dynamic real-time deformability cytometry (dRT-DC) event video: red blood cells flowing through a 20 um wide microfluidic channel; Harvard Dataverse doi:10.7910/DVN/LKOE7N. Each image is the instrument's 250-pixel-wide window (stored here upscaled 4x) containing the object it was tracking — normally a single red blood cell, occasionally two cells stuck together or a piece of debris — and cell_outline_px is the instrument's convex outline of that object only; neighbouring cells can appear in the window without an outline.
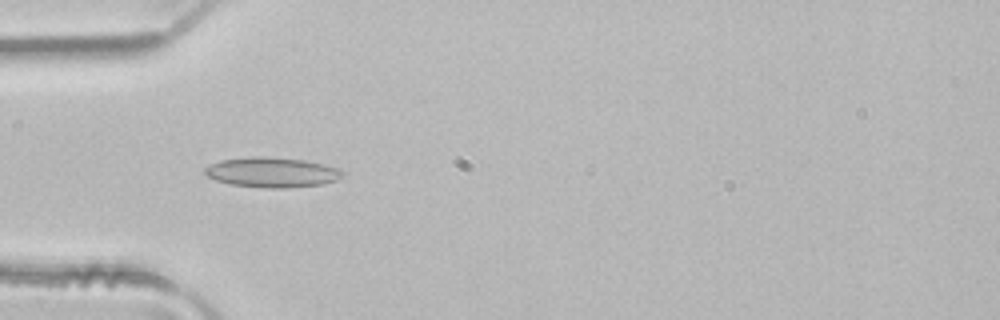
{"species": "common noctule bat (a hibernating species)", "species_latin": "Nyctalus noctula", "temperature_condition": "room temperature", "stored_images_in_passage": 5, "camera_frame_rate_fps": 3000, "um_per_image_px": 0.085, "animal": {"sex": "male", "body_mass_g": 21.5, "forearm_length_mm": 52.0}, "frame": {"image": 1, "passage_image": 3, "time_ms": 0.667, "image_size_px": [1000, 320], "cell_outline_px": [[344, 172], [336, 180], [320, 184], [288, 188], [268, 188], [228, 184], [216, 180], [208, 176], [204, 172], [204, 168], [220, 160], [252, 156], [264, 156], [304, 160], [324, 164], [340, 168]], "centroid_in_image_um": [23.1, 14.64], "position_along_channel_um": 61.9, "area_um2": 24.04}}
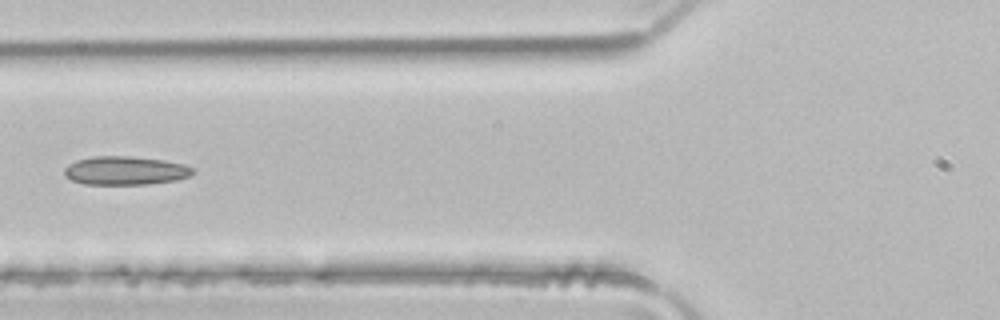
{"frame": {"image": 2, "passage_image": 4, "time_ms": 1.0, "image_size_px": [1000, 320], "cell_outline_px": [[192, 172], [188, 176], [176, 180], [148, 184], [84, 184], [72, 180], [64, 172], [64, 168], [68, 164], [76, 160], [92, 156], [132, 156], [164, 160], [184, 164], [192, 168]], "centroid_in_image_um": [10.62, 14.49], "position_along_channel_um": 115.2, "area_um2": 21.27}}
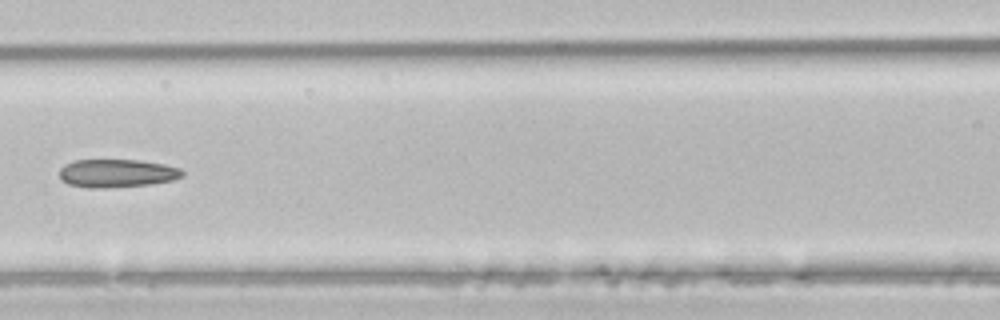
{"frame": {"image": 3, "passage_image": 5, "time_ms": 1.333, "image_size_px": [1000, 320], "cell_outline_px": [[184, 176], [172, 180], [148, 184], [104, 188], [88, 188], [68, 184], [60, 176], [60, 168], [64, 164], [76, 160], [140, 160], [164, 164], [180, 168], [184, 172]], "centroid_in_image_um": [9.94, 14.72], "position_along_channel_um": 156.7, "area_um2": 20.11}}